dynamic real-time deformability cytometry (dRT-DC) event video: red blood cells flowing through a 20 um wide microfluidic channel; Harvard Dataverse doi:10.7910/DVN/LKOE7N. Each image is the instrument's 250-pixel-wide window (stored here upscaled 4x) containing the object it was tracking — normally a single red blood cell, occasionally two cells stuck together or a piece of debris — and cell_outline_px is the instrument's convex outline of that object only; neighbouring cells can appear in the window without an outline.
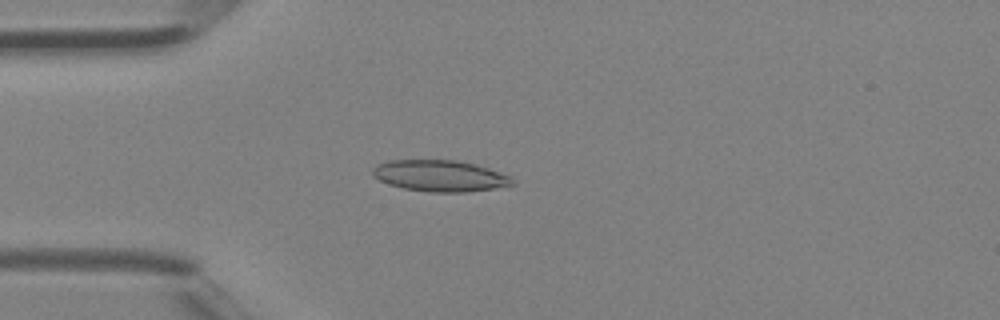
{"species": "Egyptian fruit bat (a non-hibernating species)", "species_latin": "Rousettus aegyptiacus", "temperature_condition": "room temperature", "stored_images_in_passage": 38, "camera_frame_rate_fps": 3000, "um_per_image_px": 0.085, "animal": {"sex": "female"}, "frame": {"image": 1, "passage_image": 4, "time_ms": 1.0, "image_size_px": [1000, 320], "cell_outline_px": [[516, 184], [468, 192], [432, 192], [404, 188], [388, 184], [372, 176], [372, 168], [376, 164], [388, 160], [456, 160], [488, 168], [512, 176]], "centroid_in_image_um": [37.38, 14.94], "position_along_channel_um": 47.6, "area_um2": 25.49}}
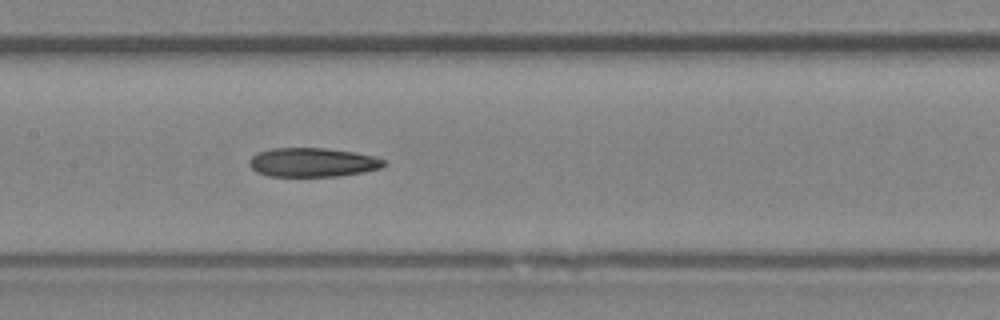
{"frame": {"image": 2, "passage_image": 14, "time_ms": 4.333, "image_size_px": [1000, 320], "cell_outline_px": [[388, 164], [380, 168], [340, 176], [268, 176], [256, 172], [248, 164], [248, 160], [252, 156], [260, 152], [272, 148], [324, 148], [352, 152], [372, 156], [384, 160]], "centroid_in_image_um": [26.53, 13.8], "position_along_channel_um": 180.9, "area_um2": 22.6}}
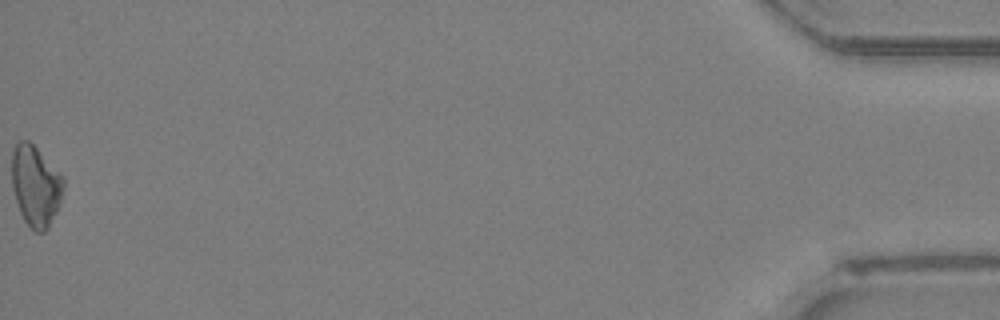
{"frame": {"image": 3, "passage_image": 38, "time_ms": 12.333, "image_size_px": [1000, 320], "cell_outline_px": [[64, 188], [56, 212], [48, 228], [44, 232], [36, 232], [24, 220], [20, 212], [12, 188], [12, 148], [16, 140], [28, 140], [36, 148], [64, 180]], "centroid_in_image_um": [2.99, 15.79], "position_along_channel_um": 432.2, "area_um2": 23.93}}